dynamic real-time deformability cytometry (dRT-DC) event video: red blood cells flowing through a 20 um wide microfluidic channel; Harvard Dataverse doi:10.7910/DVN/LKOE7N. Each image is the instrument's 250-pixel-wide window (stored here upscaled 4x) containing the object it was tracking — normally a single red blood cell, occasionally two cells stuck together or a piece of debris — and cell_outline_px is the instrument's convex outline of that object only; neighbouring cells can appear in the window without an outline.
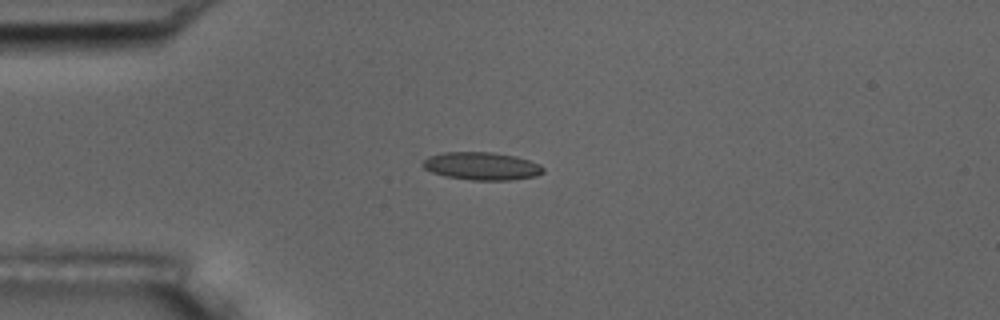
{"species": "common noctule bat (a hibernating species)", "species_latin": "Nyctalus noctula", "temperature_condition": "room temperature", "stored_images_in_passage": 10, "camera_frame_rate_fps": 3000, "um_per_image_px": 0.085, "animal": {"sex": "male", "body_mass_g": 17.5, "forearm_length_mm": 52.3}, "frame": {"image": 1, "passage_image": 4, "time_ms": 4.333, "image_size_px": [1000, 320], "cell_outline_px": [[544, 172], [536, 176], [512, 180], [472, 180], [444, 176], [432, 172], [424, 168], [420, 164], [428, 156], [444, 152], [492, 152], [516, 156], [540, 164], [544, 168]], "centroid_in_image_um": [40.94, 14.11], "position_along_channel_um": 44.1, "area_um2": 19.65}}
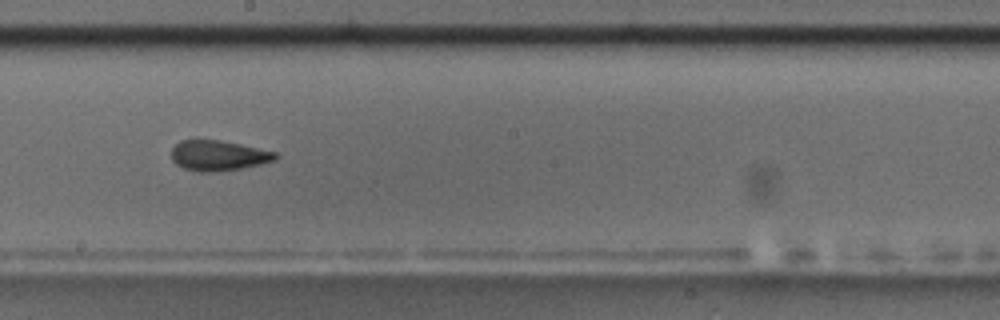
{"frame": {"image": 2, "passage_image": 9, "time_ms": 10.0, "image_size_px": [1000, 320], "cell_outline_px": [[276, 160], [260, 164], [240, 168], [212, 172], [196, 172], [184, 168], [176, 164], [172, 160], [172, 148], [180, 140], [220, 140], [240, 144], [276, 152]], "centroid_in_image_um": [18.53, 13.22], "position_along_channel_um": 229.7, "area_um2": 18.21}}